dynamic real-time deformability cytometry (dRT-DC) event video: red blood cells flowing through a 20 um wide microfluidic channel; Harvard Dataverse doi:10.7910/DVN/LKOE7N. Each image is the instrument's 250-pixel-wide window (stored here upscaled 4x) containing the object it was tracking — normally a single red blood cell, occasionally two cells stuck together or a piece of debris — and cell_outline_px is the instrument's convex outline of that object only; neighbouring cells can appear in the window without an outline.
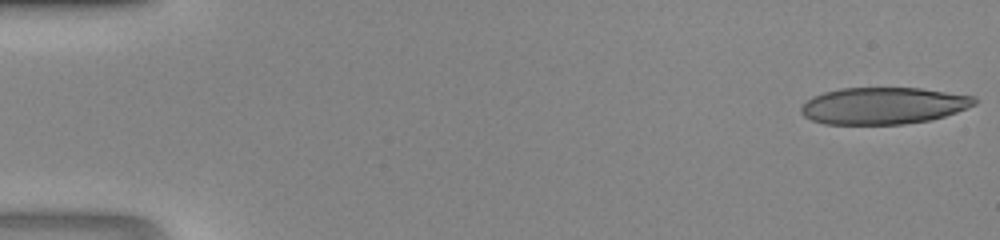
{"species": "human", "species_latin": "Homo sapiens", "temperature_condition": "room temperature", "stored_images_in_passage": 47, "camera_frame_rate_fps": 3000, "um_per_image_px": 0.085, "donor": {"sex": "male"}, "frame": {"image": 1, "passage_image": 1, "time_ms": 0.0, "image_size_px": [1000, 240], "cell_outline_px": [[976, 104], [956, 112], [932, 120], [904, 124], [824, 124], [812, 120], [804, 116], [800, 112], [800, 108], [812, 96], [824, 92], [840, 88], [920, 88], [976, 96]], "centroid_in_image_um": [75.09, 8.98], "position_along_channel_um": 9.9, "area_um2": 37.28}}
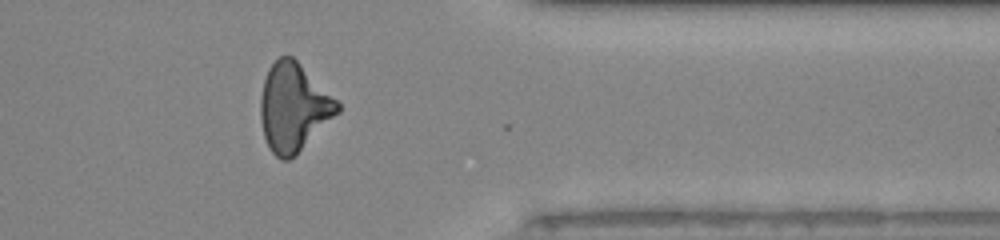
{"frame": {"image": 2, "passage_image": 39, "time_ms": 12.667, "image_size_px": [1000, 240], "cell_outline_px": [[340, 112], [296, 156], [288, 160], [280, 160], [268, 148], [264, 136], [260, 120], [260, 100], [264, 80], [268, 68], [280, 56], [292, 56], [340, 104]], "centroid_in_image_um": [24.94, 9.18], "position_along_channel_um": 386.5, "area_um2": 39.42}}
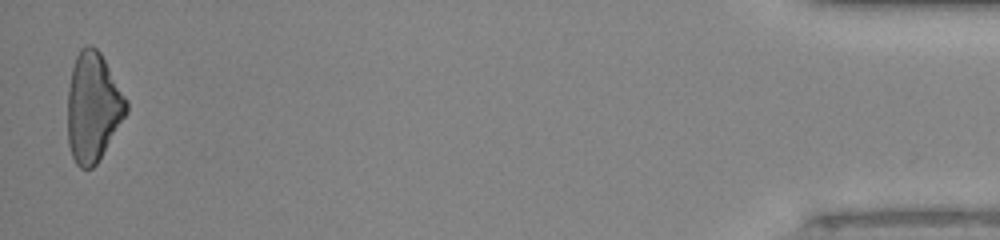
{"frame": {"image": 3, "passage_image": 47, "time_ms": 15.333, "image_size_px": [1000, 240], "cell_outline_px": [[128, 112], [96, 164], [92, 168], [80, 168], [76, 164], [72, 156], [68, 144], [68, 88], [72, 68], [76, 56], [80, 48], [88, 44], [96, 48], [100, 52], [128, 100]], "centroid_in_image_um": [7.91, 9.1], "position_along_channel_um": 427.3, "area_um2": 37.34}}